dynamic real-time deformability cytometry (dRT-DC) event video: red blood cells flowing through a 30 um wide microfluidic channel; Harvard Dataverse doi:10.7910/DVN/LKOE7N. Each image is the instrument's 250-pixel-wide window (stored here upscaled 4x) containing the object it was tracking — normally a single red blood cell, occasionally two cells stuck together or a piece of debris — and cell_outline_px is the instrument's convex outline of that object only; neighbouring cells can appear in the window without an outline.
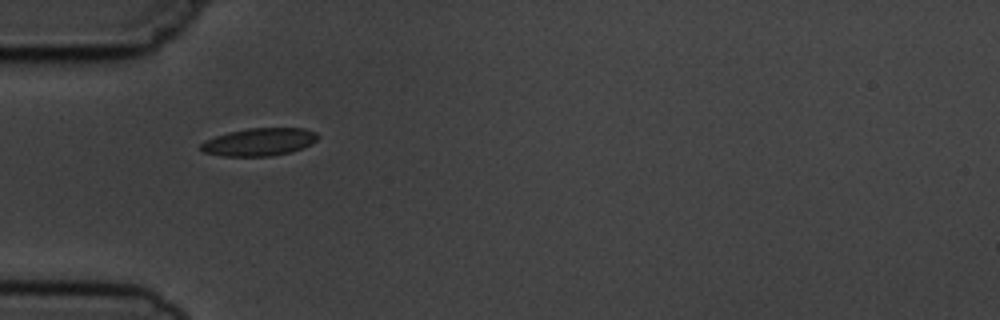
{"species": "common noctule bat (a hibernating species)", "species_latin": "Nyctalus noctula", "temperature_condition": "cold", "stored_images_in_passage": 2, "camera_frame_rate_fps": 3000, "um_per_image_px": 0.085, "animal": {"sex": "male", "body_mass_g": 19.5, "forearm_length_mm": 54.6}, "frame": {"image": 1, "passage_image": 1, "time_ms": 0.0, "image_size_px": [1000, 320], "cell_outline_px": [[320, 136], [312, 144], [292, 152], [268, 156], [224, 156], [204, 152], [200, 148], [200, 144], [204, 140], [228, 132], [248, 128], [304, 128], [316, 132]], "centroid_in_image_um": [22.05, 12.06], "position_along_channel_um": 62.9, "area_um2": 18.96}}
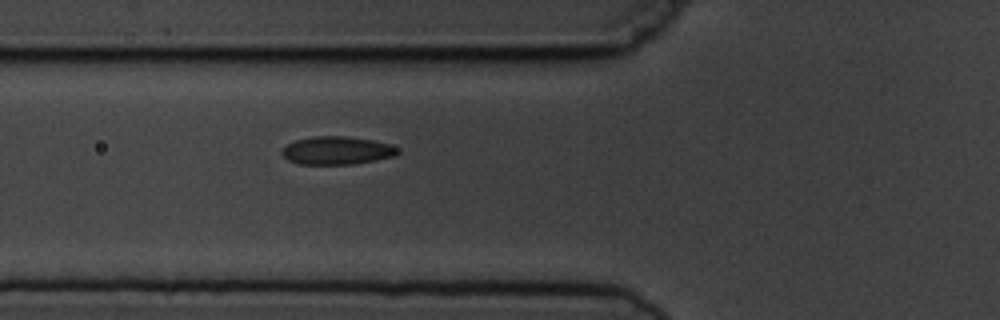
{"frame": {"image": 2, "passage_image": 2, "time_ms": 1.0, "image_size_px": [1000, 320], "cell_outline_px": [[400, 152], [396, 156], [356, 164], [300, 164], [288, 160], [280, 152], [288, 144], [296, 140], [312, 136], [344, 136], [372, 140], [388, 144], [396, 148]], "centroid_in_image_um": [28.64, 12.8], "position_along_channel_um": 97.2, "area_um2": 18.84}}